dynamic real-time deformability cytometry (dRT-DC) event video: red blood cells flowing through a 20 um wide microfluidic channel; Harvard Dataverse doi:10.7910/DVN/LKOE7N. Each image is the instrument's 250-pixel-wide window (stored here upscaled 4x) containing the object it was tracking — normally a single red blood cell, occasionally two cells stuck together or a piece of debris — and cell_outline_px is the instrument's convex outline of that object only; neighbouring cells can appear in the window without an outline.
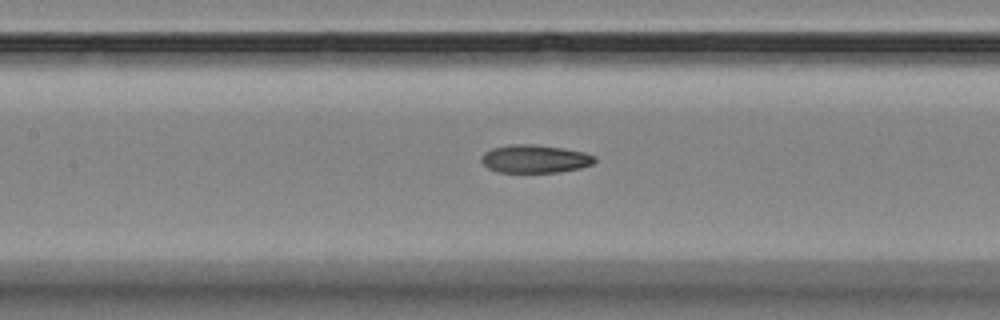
{"species": "Egyptian fruit bat (a non-hibernating species)", "species_latin": "Rousettus aegyptiacus", "temperature_condition": "room temperature", "stored_images_in_passage": 8, "segment_of_instrument_passage": [2, 2], "camera_frame_rate_fps": 3000, "um_per_image_px": 0.085, "animal": {"sex": "female"}, "frame": {"image": 1, "passage_image": 8, "time_ms": 8.0, "image_size_px": [1000, 320], "cell_outline_px": [[596, 160], [592, 164], [580, 168], [560, 172], [500, 172], [488, 168], [480, 160], [480, 156], [484, 152], [492, 148], [512, 144], [532, 144], [564, 148], [584, 152], [596, 156]], "centroid_in_image_um": [45.46, 13.5], "position_along_channel_um": 161.9, "area_um2": 18.61}}